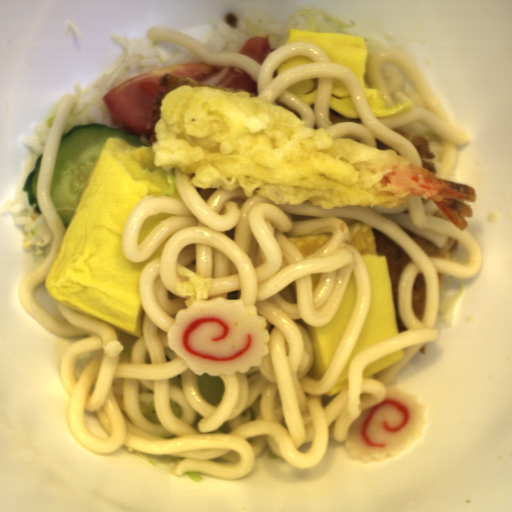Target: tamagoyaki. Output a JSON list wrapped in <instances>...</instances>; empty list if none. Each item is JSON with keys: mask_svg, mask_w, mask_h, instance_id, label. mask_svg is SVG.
Returning a JSON list of instances; mask_svg holds the SVG:
<instances>
[{"mask_svg": "<svg viewBox=\"0 0 512 512\" xmlns=\"http://www.w3.org/2000/svg\"><path fill=\"white\" fill-rule=\"evenodd\" d=\"M153 154V146L108 137L44 280L52 299L138 340L144 316L140 278L147 264L162 258L166 241L145 260L130 261L123 254L125 224L145 196L181 199L176 167L154 166Z\"/></svg>", "mask_w": 512, "mask_h": 512, "instance_id": "81b7327e", "label": "tamagoyaki"}, {"mask_svg": "<svg viewBox=\"0 0 512 512\" xmlns=\"http://www.w3.org/2000/svg\"><path fill=\"white\" fill-rule=\"evenodd\" d=\"M348 229L350 237L347 244L358 250L366 262L371 280V301L366 322L339 378L331 390L321 395L323 408L349 388V370L357 355L400 334L388 261L385 256L377 254L372 226L358 220Z\"/></svg>", "mask_w": 512, "mask_h": 512, "instance_id": "833754b4", "label": "tamagoyaki"}, {"mask_svg": "<svg viewBox=\"0 0 512 512\" xmlns=\"http://www.w3.org/2000/svg\"><path fill=\"white\" fill-rule=\"evenodd\" d=\"M296 42L315 44L328 55L331 63L341 64L352 71L360 83L374 117L379 119L414 109L409 101L386 107L383 92L370 87L366 72L368 44L362 37L355 34L294 28L289 30L285 45Z\"/></svg>", "mask_w": 512, "mask_h": 512, "instance_id": "9680ed9f", "label": "tamagoyaki"}, {"mask_svg": "<svg viewBox=\"0 0 512 512\" xmlns=\"http://www.w3.org/2000/svg\"><path fill=\"white\" fill-rule=\"evenodd\" d=\"M356 299V280L352 271L340 306L328 324L314 327L307 325L302 318L294 320L308 330L313 340L314 356L306 374L313 380H321L326 373L352 318Z\"/></svg>", "mask_w": 512, "mask_h": 512, "instance_id": "5b053a60", "label": "tamagoyaki"}, {"mask_svg": "<svg viewBox=\"0 0 512 512\" xmlns=\"http://www.w3.org/2000/svg\"><path fill=\"white\" fill-rule=\"evenodd\" d=\"M329 106L348 120L361 118L344 82L338 79L331 84Z\"/></svg>", "mask_w": 512, "mask_h": 512, "instance_id": "b2839b24", "label": "tamagoyaki"}, {"mask_svg": "<svg viewBox=\"0 0 512 512\" xmlns=\"http://www.w3.org/2000/svg\"><path fill=\"white\" fill-rule=\"evenodd\" d=\"M330 236L328 233L323 232L289 235L288 242L295 247L304 260L316 255L327 243Z\"/></svg>", "mask_w": 512, "mask_h": 512, "instance_id": "21012f2c", "label": "tamagoyaki"}, {"mask_svg": "<svg viewBox=\"0 0 512 512\" xmlns=\"http://www.w3.org/2000/svg\"><path fill=\"white\" fill-rule=\"evenodd\" d=\"M407 353L408 351L405 348L398 349L381 357L370 360L364 368V377H369L374 374H377L383 371L384 369L398 363L399 361L405 359Z\"/></svg>", "mask_w": 512, "mask_h": 512, "instance_id": "a6f8b0eb", "label": "tamagoyaki"}, {"mask_svg": "<svg viewBox=\"0 0 512 512\" xmlns=\"http://www.w3.org/2000/svg\"><path fill=\"white\" fill-rule=\"evenodd\" d=\"M318 77H311L286 89L307 106H312L317 93Z\"/></svg>", "mask_w": 512, "mask_h": 512, "instance_id": "86ca2b92", "label": "tamagoyaki"}, {"mask_svg": "<svg viewBox=\"0 0 512 512\" xmlns=\"http://www.w3.org/2000/svg\"><path fill=\"white\" fill-rule=\"evenodd\" d=\"M172 218V214L151 215L142 226L137 242L146 240L160 225Z\"/></svg>", "mask_w": 512, "mask_h": 512, "instance_id": "f9577023", "label": "tamagoyaki"}, {"mask_svg": "<svg viewBox=\"0 0 512 512\" xmlns=\"http://www.w3.org/2000/svg\"><path fill=\"white\" fill-rule=\"evenodd\" d=\"M312 63V60L306 57L305 55H291L282 60V62L277 67V77L281 74L287 72L288 70L304 65Z\"/></svg>", "mask_w": 512, "mask_h": 512, "instance_id": "6f842d4a", "label": "tamagoyaki"}]
</instances>
